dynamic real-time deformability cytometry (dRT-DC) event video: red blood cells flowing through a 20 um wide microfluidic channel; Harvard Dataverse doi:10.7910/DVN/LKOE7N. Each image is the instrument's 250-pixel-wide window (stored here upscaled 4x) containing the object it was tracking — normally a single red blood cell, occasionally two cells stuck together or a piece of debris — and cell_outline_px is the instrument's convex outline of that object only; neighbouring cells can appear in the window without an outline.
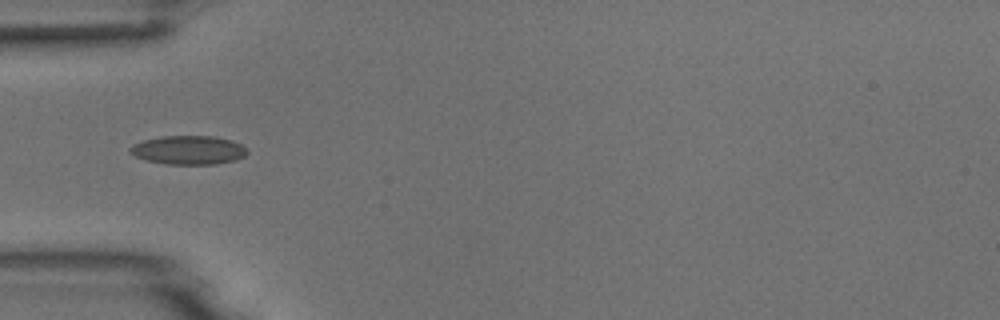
{"species": "common noctule bat (a hibernating species)", "species_latin": "Nyctalus noctula", "temperature_condition": "room temperature", "stored_images_in_passage": 17, "camera_frame_rate_fps": 3000, "um_per_image_px": 0.085, "animal": {"sex": "male", "body_mass_g": 18.8}, "frame": {"image": 1, "passage_image": 3, "time_ms": 0.667, "image_size_px": [1000, 320], "cell_outline_px": [[248, 152], [244, 156], [236, 160], [216, 164], [164, 164], [144, 160], [128, 152], [128, 148], [132, 144], [144, 140], [160, 136], [216, 136], [232, 140], [248, 148]], "centroid_in_image_um": [16.01, 12.75], "position_along_channel_um": 69.0, "area_um2": 19.94}}